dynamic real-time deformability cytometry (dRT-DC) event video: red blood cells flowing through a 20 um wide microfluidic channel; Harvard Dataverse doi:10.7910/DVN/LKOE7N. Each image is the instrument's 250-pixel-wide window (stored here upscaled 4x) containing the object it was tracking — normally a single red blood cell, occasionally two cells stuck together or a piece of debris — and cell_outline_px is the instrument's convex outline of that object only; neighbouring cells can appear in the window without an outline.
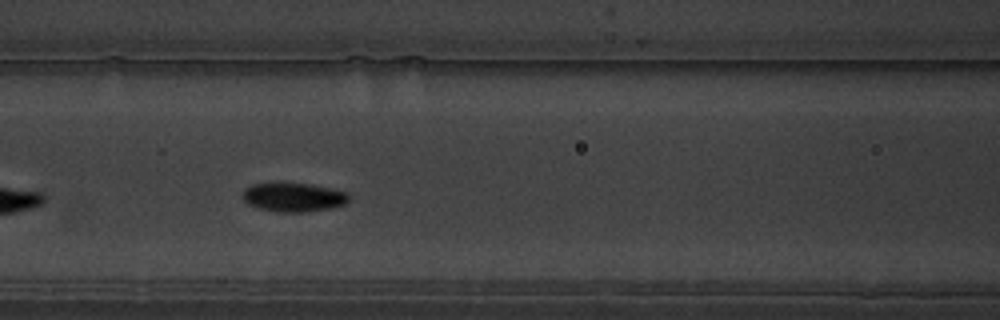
{"species": "common noctule bat (a hibernating species)", "species_latin": "Nyctalus noctula", "temperature_condition": "warm", "stored_images_in_passage": 15, "camera_frame_rate_fps": 3000, "um_per_image_px": 0.085, "animal": {"sex": "male", "body_mass_g": 19.5, "forearm_length_mm": 54.6}, "frame": {"image": 1, "passage_image": 9, "time_ms": 2.667, "image_size_px": [1000, 320], "cell_outline_px": [[348, 200], [344, 204], [332, 208], [304, 212], [276, 212], [256, 208], [248, 204], [244, 200], [244, 188], [252, 184], [280, 180], [308, 184], [348, 192]], "centroid_in_image_um": [24.88, 16.73], "position_along_channel_um": 141.7, "area_um2": 18.44}}